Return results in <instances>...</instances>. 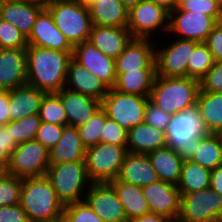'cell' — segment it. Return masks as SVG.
Listing matches in <instances>:
<instances>
[{
  "label": "cell",
  "instance_id": "cell-42",
  "mask_svg": "<svg viewBox=\"0 0 222 222\" xmlns=\"http://www.w3.org/2000/svg\"><path fill=\"white\" fill-rule=\"evenodd\" d=\"M27 38L11 23L0 18V48L26 49Z\"/></svg>",
  "mask_w": 222,
  "mask_h": 222
},
{
  "label": "cell",
  "instance_id": "cell-54",
  "mask_svg": "<svg viewBox=\"0 0 222 222\" xmlns=\"http://www.w3.org/2000/svg\"><path fill=\"white\" fill-rule=\"evenodd\" d=\"M123 6L129 11L132 7L136 6L142 0H120Z\"/></svg>",
  "mask_w": 222,
  "mask_h": 222
},
{
  "label": "cell",
  "instance_id": "cell-22",
  "mask_svg": "<svg viewBox=\"0 0 222 222\" xmlns=\"http://www.w3.org/2000/svg\"><path fill=\"white\" fill-rule=\"evenodd\" d=\"M65 88L101 101L109 87L73 58L69 61Z\"/></svg>",
  "mask_w": 222,
  "mask_h": 222
},
{
  "label": "cell",
  "instance_id": "cell-23",
  "mask_svg": "<svg viewBox=\"0 0 222 222\" xmlns=\"http://www.w3.org/2000/svg\"><path fill=\"white\" fill-rule=\"evenodd\" d=\"M133 39L127 27H109L92 25L88 41L103 54L116 59Z\"/></svg>",
  "mask_w": 222,
  "mask_h": 222
},
{
  "label": "cell",
  "instance_id": "cell-28",
  "mask_svg": "<svg viewBox=\"0 0 222 222\" xmlns=\"http://www.w3.org/2000/svg\"><path fill=\"white\" fill-rule=\"evenodd\" d=\"M92 25L125 28L128 10L120 0H97L89 6Z\"/></svg>",
  "mask_w": 222,
  "mask_h": 222
},
{
  "label": "cell",
  "instance_id": "cell-40",
  "mask_svg": "<svg viewBox=\"0 0 222 222\" xmlns=\"http://www.w3.org/2000/svg\"><path fill=\"white\" fill-rule=\"evenodd\" d=\"M178 7L185 11H194L212 16L222 21V0H179Z\"/></svg>",
  "mask_w": 222,
  "mask_h": 222
},
{
  "label": "cell",
  "instance_id": "cell-38",
  "mask_svg": "<svg viewBox=\"0 0 222 222\" xmlns=\"http://www.w3.org/2000/svg\"><path fill=\"white\" fill-rule=\"evenodd\" d=\"M39 114H32L17 121H11V134L17 144L35 140L37 130L40 127Z\"/></svg>",
  "mask_w": 222,
  "mask_h": 222
},
{
  "label": "cell",
  "instance_id": "cell-18",
  "mask_svg": "<svg viewBox=\"0 0 222 222\" xmlns=\"http://www.w3.org/2000/svg\"><path fill=\"white\" fill-rule=\"evenodd\" d=\"M116 74L156 69L155 40L133 38L115 59Z\"/></svg>",
  "mask_w": 222,
  "mask_h": 222
},
{
  "label": "cell",
  "instance_id": "cell-50",
  "mask_svg": "<svg viewBox=\"0 0 222 222\" xmlns=\"http://www.w3.org/2000/svg\"><path fill=\"white\" fill-rule=\"evenodd\" d=\"M8 109H9V91L0 90V125H6L10 122Z\"/></svg>",
  "mask_w": 222,
  "mask_h": 222
},
{
  "label": "cell",
  "instance_id": "cell-30",
  "mask_svg": "<svg viewBox=\"0 0 222 222\" xmlns=\"http://www.w3.org/2000/svg\"><path fill=\"white\" fill-rule=\"evenodd\" d=\"M109 184L115 189L119 200L122 202L127 220L150 212L147 199L142 193V187L118 179L109 182Z\"/></svg>",
  "mask_w": 222,
  "mask_h": 222
},
{
  "label": "cell",
  "instance_id": "cell-21",
  "mask_svg": "<svg viewBox=\"0 0 222 222\" xmlns=\"http://www.w3.org/2000/svg\"><path fill=\"white\" fill-rule=\"evenodd\" d=\"M44 7V4L31 0L6 1L0 10V18L11 23L28 38L36 17Z\"/></svg>",
  "mask_w": 222,
  "mask_h": 222
},
{
  "label": "cell",
  "instance_id": "cell-17",
  "mask_svg": "<svg viewBox=\"0 0 222 222\" xmlns=\"http://www.w3.org/2000/svg\"><path fill=\"white\" fill-rule=\"evenodd\" d=\"M27 44L62 52H73V46L55 25L49 10L44 7L36 17Z\"/></svg>",
  "mask_w": 222,
  "mask_h": 222
},
{
  "label": "cell",
  "instance_id": "cell-19",
  "mask_svg": "<svg viewBox=\"0 0 222 222\" xmlns=\"http://www.w3.org/2000/svg\"><path fill=\"white\" fill-rule=\"evenodd\" d=\"M26 49L0 48V90L26 85Z\"/></svg>",
  "mask_w": 222,
  "mask_h": 222
},
{
  "label": "cell",
  "instance_id": "cell-4",
  "mask_svg": "<svg viewBox=\"0 0 222 222\" xmlns=\"http://www.w3.org/2000/svg\"><path fill=\"white\" fill-rule=\"evenodd\" d=\"M197 105L171 116L165 131L166 145L177 151L182 160H191L200 144V138L207 135Z\"/></svg>",
  "mask_w": 222,
  "mask_h": 222
},
{
  "label": "cell",
  "instance_id": "cell-55",
  "mask_svg": "<svg viewBox=\"0 0 222 222\" xmlns=\"http://www.w3.org/2000/svg\"><path fill=\"white\" fill-rule=\"evenodd\" d=\"M82 5L89 6L92 2L97 1V0H74Z\"/></svg>",
  "mask_w": 222,
  "mask_h": 222
},
{
  "label": "cell",
  "instance_id": "cell-13",
  "mask_svg": "<svg viewBox=\"0 0 222 222\" xmlns=\"http://www.w3.org/2000/svg\"><path fill=\"white\" fill-rule=\"evenodd\" d=\"M217 23L218 22L208 14L181 10L177 6L173 11L169 12L167 35L179 39L205 43L209 33Z\"/></svg>",
  "mask_w": 222,
  "mask_h": 222
},
{
  "label": "cell",
  "instance_id": "cell-31",
  "mask_svg": "<svg viewBox=\"0 0 222 222\" xmlns=\"http://www.w3.org/2000/svg\"><path fill=\"white\" fill-rule=\"evenodd\" d=\"M156 75V69H138V71L116 74L113 89L128 94L149 96Z\"/></svg>",
  "mask_w": 222,
  "mask_h": 222
},
{
  "label": "cell",
  "instance_id": "cell-5",
  "mask_svg": "<svg viewBox=\"0 0 222 222\" xmlns=\"http://www.w3.org/2000/svg\"><path fill=\"white\" fill-rule=\"evenodd\" d=\"M45 7L55 25L74 47L88 41L92 28L89 8L74 0H51Z\"/></svg>",
  "mask_w": 222,
  "mask_h": 222
},
{
  "label": "cell",
  "instance_id": "cell-2",
  "mask_svg": "<svg viewBox=\"0 0 222 222\" xmlns=\"http://www.w3.org/2000/svg\"><path fill=\"white\" fill-rule=\"evenodd\" d=\"M19 204L27 213L30 222H52L62 219L65 207L46 176L22 178Z\"/></svg>",
  "mask_w": 222,
  "mask_h": 222
},
{
  "label": "cell",
  "instance_id": "cell-51",
  "mask_svg": "<svg viewBox=\"0 0 222 222\" xmlns=\"http://www.w3.org/2000/svg\"><path fill=\"white\" fill-rule=\"evenodd\" d=\"M210 187L222 196V164L211 170Z\"/></svg>",
  "mask_w": 222,
  "mask_h": 222
},
{
  "label": "cell",
  "instance_id": "cell-16",
  "mask_svg": "<svg viewBox=\"0 0 222 222\" xmlns=\"http://www.w3.org/2000/svg\"><path fill=\"white\" fill-rule=\"evenodd\" d=\"M150 212L163 215L177 222L180 215L181 195L177 186L158 180L142 187Z\"/></svg>",
  "mask_w": 222,
  "mask_h": 222
},
{
  "label": "cell",
  "instance_id": "cell-26",
  "mask_svg": "<svg viewBox=\"0 0 222 222\" xmlns=\"http://www.w3.org/2000/svg\"><path fill=\"white\" fill-rule=\"evenodd\" d=\"M127 151L148 154L166 145L165 132L143 122L131 127L127 133Z\"/></svg>",
  "mask_w": 222,
  "mask_h": 222
},
{
  "label": "cell",
  "instance_id": "cell-33",
  "mask_svg": "<svg viewBox=\"0 0 222 222\" xmlns=\"http://www.w3.org/2000/svg\"><path fill=\"white\" fill-rule=\"evenodd\" d=\"M211 171L192 160H183L177 188L180 195L210 187Z\"/></svg>",
  "mask_w": 222,
  "mask_h": 222
},
{
  "label": "cell",
  "instance_id": "cell-24",
  "mask_svg": "<svg viewBox=\"0 0 222 222\" xmlns=\"http://www.w3.org/2000/svg\"><path fill=\"white\" fill-rule=\"evenodd\" d=\"M117 179L139 187L148 186L159 180L147 154L130 152L124 158Z\"/></svg>",
  "mask_w": 222,
  "mask_h": 222
},
{
  "label": "cell",
  "instance_id": "cell-25",
  "mask_svg": "<svg viewBox=\"0 0 222 222\" xmlns=\"http://www.w3.org/2000/svg\"><path fill=\"white\" fill-rule=\"evenodd\" d=\"M46 93L29 85L9 90L10 121H17L32 114H39L41 101Z\"/></svg>",
  "mask_w": 222,
  "mask_h": 222
},
{
  "label": "cell",
  "instance_id": "cell-52",
  "mask_svg": "<svg viewBox=\"0 0 222 222\" xmlns=\"http://www.w3.org/2000/svg\"><path fill=\"white\" fill-rule=\"evenodd\" d=\"M127 222H173V221L166 216L149 212L142 216L131 218L127 220Z\"/></svg>",
  "mask_w": 222,
  "mask_h": 222
},
{
  "label": "cell",
  "instance_id": "cell-49",
  "mask_svg": "<svg viewBox=\"0 0 222 222\" xmlns=\"http://www.w3.org/2000/svg\"><path fill=\"white\" fill-rule=\"evenodd\" d=\"M0 222H30L27 213L20 204L1 206Z\"/></svg>",
  "mask_w": 222,
  "mask_h": 222
},
{
  "label": "cell",
  "instance_id": "cell-7",
  "mask_svg": "<svg viewBox=\"0 0 222 222\" xmlns=\"http://www.w3.org/2000/svg\"><path fill=\"white\" fill-rule=\"evenodd\" d=\"M127 151L126 145L99 143L86 148L85 166L91 183H109L117 179Z\"/></svg>",
  "mask_w": 222,
  "mask_h": 222
},
{
  "label": "cell",
  "instance_id": "cell-58",
  "mask_svg": "<svg viewBox=\"0 0 222 222\" xmlns=\"http://www.w3.org/2000/svg\"><path fill=\"white\" fill-rule=\"evenodd\" d=\"M4 172V169L0 166V175Z\"/></svg>",
  "mask_w": 222,
  "mask_h": 222
},
{
  "label": "cell",
  "instance_id": "cell-8",
  "mask_svg": "<svg viewBox=\"0 0 222 222\" xmlns=\"http://www.w3.org/2000/svg\"><path fill=\"white\" fill-rule=\"evenodd\" d=\"M168 28L169 11L151 1L142 0L128 11L127 29L133 38L156 40L157 37L163 41L160 37L167 34Z\"/></svg>",
  "mask_w": 222,
  "mask_h": 222
},
{
  "label": "cell",
  "instance_id": "cell-12",
  "mask_svg": "<svg viewBox=\"0 0 222 222\" xmlns=\"http://www.w3.org/2000/svg\"><path fill=\"white\" fill-rule=\"evenodd\" d=\"M177 222H222V196L211 187L181 195Z\"/></svg>",
  "mask_w": 222,
  "mask_h": 222
},
{
  "label": "cell",
  "instance_id": "cell-47",
  "mask_svg": "<svg viewBox=\"0 0 222 222\" xmlns=\"http://www.w3.org/2000/svg\"><path fill=\"white\" fill-rule=\"evenodd\" d=\"M11 134V121L6 125H0V166L5 170L9 162V156L17 147Z\"/></svg>",
  "mask_w": 222,
  "mask_h": 222
},
{
  "label": "cell",
  "instance_id": "cell-6",
  "mask_svg": "<svg viewBox=\"0 0 222 222\" xmlns=\"http://www.w3.org/2000/svg\"><path fill=\"white\" fill-rule=\"evenodd\" d=\"M45 176L65 206L84 201L91 184L87 176L85 161L49 165Z\"/></svg>",
  "mask_w": 222,
  "mask_h": 222
},
{
  "label": "cell",
  "instance_id": "cell-20",
  "mask_svg": "<svg viewBox=\"0 0 222 222\" xmlns=\"http://www.w3.org/2000/svg\"><path fill=\"white\" fill-rule=\"evenodd\" d=\"M67 115L68 126L80 127L87 123L101 107V101L78 92L62 89L56 93Z\"/></svg>",
  "mask_w": 222,
  "mask_h": 222
},
{
  "label": "cell",
  "instance_id": "cell-57",
  "mask_svg": "<svg viewBox=\"0 0 222 222\" xmlns=\"http://www.w3.org/2000/svg\"><path fill=\"white\" fill-rule=\"evenodd\" d=\"M5 2H6V0H0V10Z\"/></svg>",
  "mask_w": 222,
  "mask_h": 222
},
{
  "label": "cell",
  "instance_id": "cell-36",
  "mask_svg": "<svg viewBox=\"0 0 222 222\" xmlns=\"http://www.w3.org/2000/svg\"><path fill=\"white\" fill-rule=\"evenodd\" d=\"M39 117L41 122L68 126L66 112L56 93L45 94L40 105Z\"/></svg>",
  "mask_w": 222,
  "mask_h": 222
},
{
  "label": "cell",
  "instance_id": "cell-11",
  "mask_svg": "<svg viewBox=\"0 0 222 222\" xmlns=\"http://www.w3.org/2000/svg\"><path fill=\"white\" fill-rule=\"evenodd\" d=\"M48 168V149L40 142L30 140L17 145L4 172L19 178H32L45 176Z\"/></svg>",
  "mask_w": 222,
  "mask_h": 222
},
{
  "label": "cell",
  "instance_id": "cell-46",
  "mask_svg": "<svg viewBox=\"0 0 222 222\" xmlns=\"http://www.w3.org/2000/svg\"><path fill=\"white\" fill-rule=\"evenodd\" d=\"M171 116L148 99L144 115L145 123L165 132Z\"/></svg>",
  "mask_w": 222,
  "mask_h": 222
},
{
  "label": "cell",
  "instance_id": "cell-48",
  "mask_svg": "<svg viewBox=\"0 0 222 222\" xmlns=\"http://www.w3.org/2000/svg\"><path fill=\"white\" fill-rule=\"evenodd\" d=\"M205 44L212 53L214 61H222V21L213 27Z\"/></svg>",
  "mask_w": 222,
  "mask_h": 222
},
{
  "label": "cell",
  "instance_id": "cell-45",
  "mask_svg": "<svg viewBox=\"0 0 222 222\" xmlns=\"http://www.w3.org/2000/svg\"><path fill=\"white\" fill-rule=\"evenodd\" d=\"M200 90L209 93L222 92V61H215L199 81Z\"/></svg>",
  "mask_w": 222,
  "mask_h": 222
},
{
  "label": "cell",
  "instance_id": "cell-41",
  "mask_svg": "<svg viewBox=\"0 0 222 222\" xmlns=\"http://www.w3.org/2000/svg\"><path fill=\"white\" fill-rule=\"evenodd\" d=\"M64 222H103L85 201L70 203L64 207Z\"/></svg>",
  "mask_w": 222,
  "mask_h": 222
},
{
  "label": "cell",
  "instance_id": "cell-44",
  "mask_svg": "<svg viewBox=\"0 0 222 222\" xmlns=\"http://www.w3.org/2000/svg\"><path fill=\"white\" fill-rule=\"evenodd\" d=\"M127 133L116 121L107 117L100 134V143L127 145Z\"/></svg>",
  "mask_w": 222,
  "mask_h": 222
},
{
  "label": "cell",
  "instance_id": "cell-10",
  "mask_svg": "<svg viewBox=\"0 0 222 222\" xmlns=\"http://www.w3.org/2000/svg\"><path fill=\"white\" fill-rule=\"evenodd\" d=\"M164 37V42H166L164 45L163 42L162 44L159 42V39L155 40L157 75L187 77L188 59L199 42L170 37L167 34ZM166 39H168V41ZM169 39L171 41H169Z\"/></svg>",
  "mask_w": 222,
  "mask_h": 222
},
{
  "label": "cell",
  "instance_id": "cell-1",
  "mask_svg": "<svg viewBox=\"0 0 222 222\" xmlns=\"http://www.w3.org/2000/svg\"><path fill=\"white\" fill-rule=\"evenodd\" d=\"M73 52H62L28 45L26 48V84L46 94L65 88L69 61Z\"/></svg>",
  "mask_w": 222,
  "mask_h": 222
},
{
  "label": "cell",
  "instance_id": "cell-35",
  "mask_svg": "<svg viewBox=\"0 0 222 222\" xmlns=\"http://www.w3.org/2000/svg\"><path fill=\"white\" fill-rule=\"evenodd\" d=\"M213 55L205 43H199L192 51L187 63V77L200 79L214 65Z\"/></svg>",
  "mask_w": 222,
  "mask_h": 222
},
{
  "label": "cell",
  "instance_id": "cell-15",
  "mask_svg": "<svg viewBox=\"0 0 222 222\" xmlns=\"http://www.w3.org/2000/svg\"><path fill=\"white\" fill-rule=\"evenodd\" d=\"M72 58L99 77L109 88L114 87L116 82L115 60L103 54L89 41L75 45Z\"/></svg>",
  "mask_w": 222,
  "mask_h": 222
},
{
  "label": "cell",
  "instance_id": "cell-14",
  "mask_svg": "<svg viewBox=\"0 0 222 222\" xmlns=\"http://www.w3.org/2000/svg\"><path fill=\"white\" fill-rule=\"evenodd\" d=\"M84 201L103 222H127L123 204L109 183H91Z\"/></svg>",
  "mask_w": 222,
  "mask_h": 222
},
{
  "label": "cell",
  "instance_id": "cell-39",
  "mask_svg": "<svg viewBox=\"0 0 222 222\" xmlns=\"http://www.w3.org/2000/svg\"><path fill=\"white\" fill-rule=\"evenodd\" d=\"M22 178L3 172L0 175V207L20 203Z\"/></svg>",
  "mask_w": 222,
  "mask_h": 222
},
{
  "label": "cell",
  "instance_id": "cell-32",
  "mask_svg": "<svg viewBox=\"0 0 222 222\" xmlns=\"http://www.w3.org/2000/svg\"><path fill=\"white\" fill-rule=\"evenodd\" d=\"M196 105L207 132L222 134V92L199 91Z\"/></svg>",
  "mask_w": 222,
  "mask_h": 222
},
{
  "label": "cell",
  "instance_id": "cell-43",
  "mask_svg": "<svg viewBox=\"0 0 222 222\" xmlns=\"http://www.w3.org/2000/svg\"><path fill=\"white\" fill-rule=\"evenodd\" d=\"M64 127L65 126L41 122L35 140L40 142L46 149L50 150L61 139Z\"/></svg>",
  "mask_w": 222,
  "mask_h": 222
},
{
  "label": "cell",
  "instance_id": "cell-59",
  "mask_svg": "<svg viewBox=\"0 0 222 222\" xmlns=\"http://www.w3.org/2000/svg\"><path fill=\"white\" fill-rule=\"evenodd\" d=\"M52 222H64V220L63 219H59L57 221H52Z\"/></svg>",
  "mask_w": 222,
  "mask_h": 222
},
{
  "label": "cell",
  "instance_id": "cell-3",
  "mask_svg": "<svg viewBox=\"0 0 222 222\" xmlns=\"http://www.w3.org/2000/svg\"><path fill=\"white\" fill-rule=\"evenodd\" d=\"M199 80L156 75L149 100L168 114H176L197 103Z\"/></svg>",
  "mask_w": 222,
  "mask_h": 222
},
{
  "label": "cell",
  "instance_id": "cell-53",
  "mask_svg": "<svg viewBox=\"0 0 222 222\" xmlns=\"http://www.w3.org/2000/svg\"><path fill=\"white\" fill-rule=\"evenodd\" d=\"M148 1H151L156 5L162 6L169 12L173 11L178 6L179 2V0H148Z\"/></svg>",
  "mask_w": 222,
  "mask_h": 222
},
{
  "label": "cell",
  "instance_id": "cell-34",
  "mask_svg": "<svg viewBox=\"0 0 222 222\" xmlns=\"http://www.w3.org/2000/svg\"><path fill=\"white\" fill-rule=\"evenodd\" d=\"M191 160L210 171L222 164V134L208 133L200 138V144Z\"/></svg>",
  "mask_w": 222,
  "mask_h": 222
},
{
  "label": "cell",
  "instance_id": "cell-27",
  "mask_svg": "<svg viewBox=\"0 0 222 222\" xmlns=\"http://www.w3.org/2000/svg\"><path fill=\"white\" fill-rule=\"evenodd\" d=\"M86 147L81 142L78 129L65 126L61 139L48 150L49 165L84 161Z\"/></svg>",
  "mask_w": 222,
  "mask_h": 222
},
{
  "label": "cell",
  "instance_id": "cell-37",
  "mask_svg": "<svg viewBox=\"0 0 222 222\" xmlns=\"http://www.w3.org/2000/svg\"><path fill=\"white\" fill-rule=\"evenodd\" d=\"M106 118L104 110L100 107L87 123L77 128L81 142L86 148L100 143V134Z\"/></svg>",
  "mask_w": 222,
  "mask_h": 222
},
{
  "label": "cell",
  "instance_id": "cell-56",
  "mask_svg": "<svg viewBox=\"0 0 222 222\" xmlns=\"http://www.w3.org/2000/svg\"><path fill=\"white\" fill-rule=\"evenodd\" d=\"M31 1H37V2H40V3L44 4V5L49 3V0H31Z\"/></svg>",
  "mask_w": 222,
  "mask_h": 222
},
{
  "label": "cell",
  "instance_id": "cell-29",
  "mask_svg": "<svg viewBox=\"0 0 222 222\" xmlns=\"http://www.w3.org/2000/svg\"><path fill=\"white\" fill-rule=\"evenodd\" d=\"M159 180L177 186L183 160L177 151L165 146L147 154Z\"/></svg>",
  "mask_w": 222,
  "mask_h": 222
},
{
  "label": "cell",
  "instance_id": "cell-9",
  "mask_svg": "<svg viewBox=\"0 0 222 222\" xmlns=\"http://www.w3.org/2000/svg\"><path fill=\"white\" fill-rule=\"evenodd\" d=\"M148 99L149 96L118 92L110 88L101 100V108L108 118L128 132L131 127L144 122Z\"/></svg>",
  "mask_w": 222,
  "mask_h": 222
}]
</instances>
